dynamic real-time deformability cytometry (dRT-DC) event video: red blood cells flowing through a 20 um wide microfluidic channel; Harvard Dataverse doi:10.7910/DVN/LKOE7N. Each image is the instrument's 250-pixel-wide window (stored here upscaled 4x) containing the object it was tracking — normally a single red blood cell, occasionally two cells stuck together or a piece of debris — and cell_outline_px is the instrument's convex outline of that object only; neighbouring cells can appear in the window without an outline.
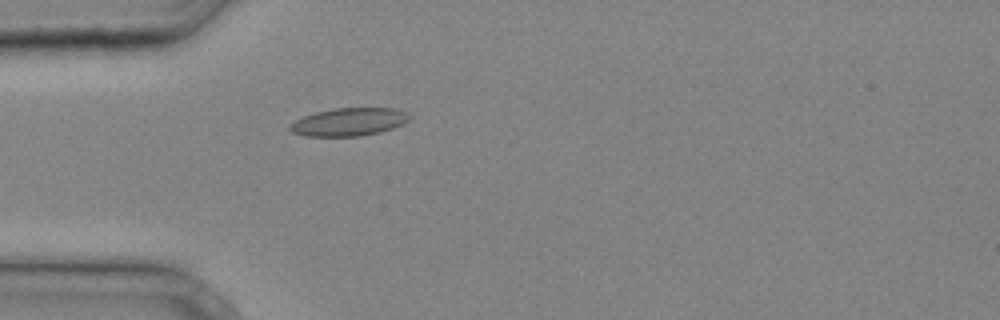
{"species": "common noctule bat (a hibernating species)", "species_latin": "Nyctalus noctula", "temperature_condition": "cold", "stored_images_in_passage": 24, "camera_frame_rate_fps": 3000, "um_per_image_px": 0.085, "animal": {"sex": "male", "body_mass_g": 20.4}, "frame": {"image": 1, "passage_image": 1, "time_ms": 0.0, "image_size_px": [1000, 320], "cell_outline_px": [[412, 116], [408, 120], [392, 128], [380, 132], [360, 136], [304, 136], [292, 132], [288, 128], [288, 124], [304, 116], [316, 112], [336, 108], [396, 108]], "centroid_in_image_um": [29.62, 10.36], "position_along_channel_um": 55.4, "area_um2": 19.36}}
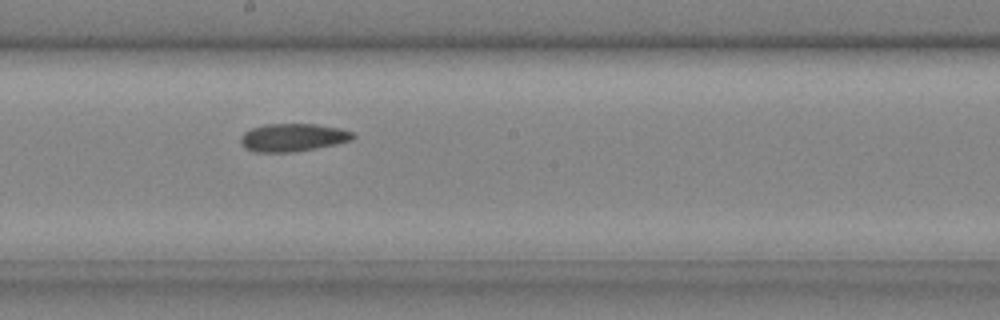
{"frame": {"image": 2, "passage_image": 11, "time_ms": 3.333, "image_size_px": [1000, 320], "cell_outline_px": [[356, 136], [352, 140], [336, 144], [316, 148], [292, 152], [252, 152], [244, 148], [240, 144], [240, 136], [244, 132], [252, 128], [264, 124], [316, 124], [340, 128], [352, 132]], "centroid_in_image_um": [24.86, 11.69], "position_along_channel_um": 223.3, "area_um2": 18.44}}
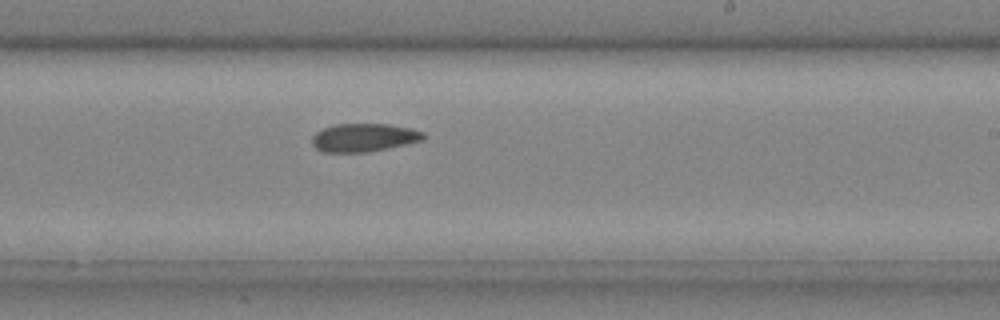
{"frame": {"image": 3, "passage_image": 13, "time_ms": 4.0, "image_size_px": [1000, 320], "cell_outline_px": [[424, 140], [368, 152], [324, 152], [316, 148], [312, 144], [312, 136], [316, 132], [324, 128], [336, 124], [388, 124], [412, 128], [424, 132]], "centroid_in_image_um": [30.93, 11.69], "position_along_channel_um": 258.1, "area_um2": 18.26}}